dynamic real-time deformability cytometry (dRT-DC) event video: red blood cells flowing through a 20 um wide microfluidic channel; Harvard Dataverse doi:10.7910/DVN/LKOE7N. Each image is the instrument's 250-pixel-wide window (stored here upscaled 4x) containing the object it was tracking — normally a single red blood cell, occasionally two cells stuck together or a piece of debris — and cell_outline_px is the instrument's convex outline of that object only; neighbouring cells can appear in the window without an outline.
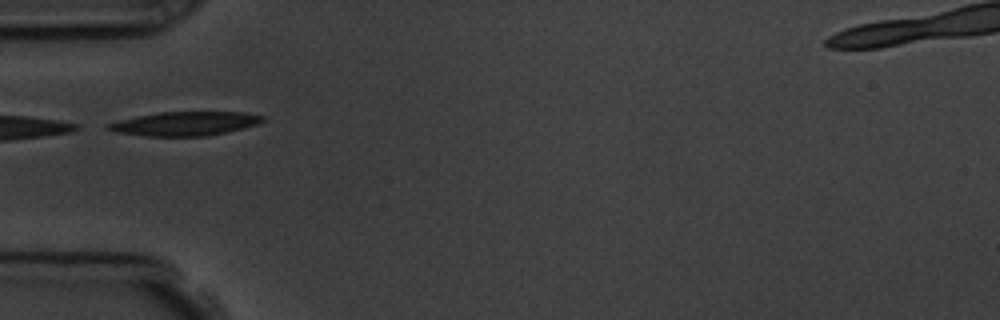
{"species": "common noctule bat (a hibernating species)", "species_latin": "Nyctalus noctula", "temperature_condition": "room temperature", "stored_images_in_passage": 6, "camera_frame_rate_fps": 3000, "um_per_image_px": 0.085, "animal": {"sex": "male", "body_mass_g": 19.5, "forearm_length_mm": 54.6}, "frame": {"image": 1, "passage_image": 4, "time_ms": 5.0, "image_size_px": [1000, 320], "cell_outline_px": [[268, 116], [264, 120], [256, 124], [208, 136], [148, 136], [116, 132], [104, 128], [104, 124], [136, 116], [160, 112], [244, 112]], "centroid_in_image_um": [15.69, 10.5], "position_along_channel_um": 69.3, "area_um2": 21.5}}